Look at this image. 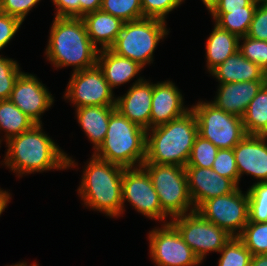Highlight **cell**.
Here are the masks:
<instances>
[{"label":"cell","instance_id":"6da1fadb","mask_svg":"<svg viewBox=\"0 0 267 266\" xmlns=\"http://www.w3.org/2000/svg\"><path fill=\"white\" fill-rule=\"evenodd\" d=\"M42 126L35 124L6 142L8 148L2 161L3 165L19 177L35 172L73 168L77 165L72 157L42 131Z\"/></svg>","mask_w":267,"mask_h":266},{"label":"cell","instance_id":"7a4b0ae2","mask_svg":"<svg viewBox=\"0 0 267 266\" xmlns=\"http://www.w3.org/2000/svg\"><path fill=\"white\" fill-rule=\"evenodd\" d=\"M45 54L55 68L73 66V72L97 65V48L82 18L54 17Z\"/></svg>","mask_w":267,"mask_h":266},{"label":"cell","instance_id":"3957f363","mask_svg":"<svg viewBox=\"0 0 267 266\" xmlns=\"http://www.w3.org/2000/svg\"><path fill=\"white\" fill-rule=\"evenodd\" d=\"M198 126L192 109L183 116L146 131L144 163L186 167Z\"/></svg>","mask_w":267,"mask_h":266},{"label":"cell","instance_id":"277c9868","mask_svg":"<svg viewBox=\"0 0 267 266\" xmlns=\"http://www.w3.org/2000/svg\"><path fill=\"white\" fill-rule=\"evenodd\" d=\"M85 167L77 190L84 206L110 218L120 216L124 167L99 159L94 154Z\"/></svg>","mask_w":267,"mask_h":266},{"label":"cell","instance_id":"5b68a950","mask_svg":"<svg viewBox=\"0 0 267 266\" xmlns=\"http://www.w3.org/2000/svg\"><path fill=\"white\" fill-rule=\"evenodd\" d=\"M93 154L124 168L141 167L146 158V130L115 109L105 140Z\"/></svg>","mask_w":267,"mask_h":266},{"label":"cell","instance_id":"8992f818","mask_svg":"<svg viewBox=\"0 0 267 266\" xmlns=\"http://www.w3.org/2000/svg\"><path fill=\"white\" fill-rule=\"evenodd\" d=\"M166 26V21L155 18L124 22L115 43L109 49L144 68L153 63V53L158 43L168 35Z\"/></svg>","mask_w":267,"mask_h":266},{"label":"cell","instance_id":"52a82bcc","mask_svg":"<svg viewBox=\"0 0 267 266\" xmlns=\"http://www.w3.org/2000/svg\"><path fill=\"white\" fill-rule=\"evenodd\" d=\"M142 167L148 172L162 211L169 218L196 211L189 194L184 167L155 163H143Z\"/></svg>","mask_w":267,"mask_h":266},{"label":"cell","instance_id":"ba28073f","mask_svg":"<svg viewBox=\"0 0 267 266\" xmlns=\"http://www.w3.org/2000/svg\"><path fill=\"white\" fill-rule=\"evenodd\" d=\"M196 116L198 135L219 149H233L247 134L242 118L217 108L210 101L191 107Z\"/></svg>","mask_w":267,"mask_h":266},{"label":"cell","instance_id":"9c48e42d","mask_svg":"<svg viewBox=\"0 0 267 266\" xmlns=\"http://www.w3.org/2000/svg\"><path fill=\"white\" fill-rule=\"evenodd\" d=\"M170 220L201 263L209 252L219 253L232 237L197 211Z\"/></svg>","mask_w":267,"mask_h":266},{"label":"cell","instance_id":"30bf717a","mask_svg":"<svg viewBox=\"0 0 267 266\" xmlns=\"http://www.w3.org/2000/svg\"><path fill=\"white\" fill-rule=\"evenodd\" d=\"M196 211L232 237H239L249 221L248 194L237 187L232 193L204 201Z\"/></svg>","mask_w":267,"mask_h":266},{"label":"cell","instance_id":"8fae6325","mask_svg":"<svg viewBox=\"0 0 267 266\" xmlns=\"http://www.w3.org/2000/svg\"><path fill=\"white\" fill-rule=\"evenodd\" d=\"M153 228L148 237L149 253L157 266H198L200 260L169 221Z\"/></svg>","mask_w":267,"mask_h":266},{"label":"cell","instance_id":"7c38bea8","mask_svg":"<svg viewBox=\"0 0 267 266\" xmlns=\"http://www.w3.org/2000/svg\"><path fill=\"white\" fill-rule=\"evenodd\" d=\"M67 85L63 97L76 108L116 105L113 90L98 65L73 72Z\"/></svg>","mask_w":267,"mask_h":266},{"label":"cell","instance_id":"4fadbf2b","mask_svg":"<svg viewBox=\"0 0 267 266\" xmlns=\"http://www.w3.org/2000/svg\"><path fill=\"white\" fill-rule=\"evenodd\" d=\"M129 202L143 216L156 221H166L167 215L162 211L158 194L153 187L148 172L141 166L124 168L122 176V204Z\"/></svg>","mask_w":267,"mask_h":266},{"label":"cell","instance_id":"5bb4252c","mask_svg":"<svg viewBox=\"0 0 267 266\" xmlns=\"http://www.w3.org/2000/svg\"><path fill=\"white\" fill-rule=\"evenodd\" d=\"M44 85L34 74L22 72L9 98L35 124H42V114L54 103L52 94Z\"/></svg>","mask_w":267,"mask_h":266},{"label":"cell","instance_id":"9a60e30c","mask_svg":"<svg viewBox=\"0 0 267 266\" xmlns=\"http://www.w3.org/2000/svg\"><path fill=\"white\" fill-rule=\"evenodd\" d=\"M188 190L195 209L204 201L232 193L238 186L212 168L185 167Z\"/></svg>","mask_w":267,"mask_h":266},{"label":"cell","instance_id":"2e32d148","mask_svg":"<svg viewBox=\"0 0 267 266\" xmlns=\"http://www.w3.org/2000/svg\"><path fill=\"white\" fill-rule=\"evenodd\" d=\"M239 181L251 175L258 182L267 181V136L246 135L234 148Z\"/></svg>","mask_w":267,"mask_h":266},{"label":"cell","instance_id":"e0dca14e","mask_svg":"<svg viewBox=\"0 0 267 266\" xmlns=\"http://www.w3.org/2000/svg\"><path fill=\"white\" fill-rule=\"evenodd\" d=\"M152 95L153 83L139 77L123 96L116 98V110L147 131L150 129Z\"/></svg>","mask_w":267,"mask_h":266},{"label":"cell","instance_id":"ac0fdd59","mask_svg":"<svg viewBox=\"0 0 267 266\" xmlns=\"http://www.w3.org/2000/svg\"><path fill=\"white\" fill-rule=\"evenodd\" d=\"M183 99L182 93L172 81L153 84L150 128L168 123L188 112L191 108L183 106Z\"/></svg>","mask_w":267,"mask_h":266},{"label":"cell","instance_id":"d6986e66","mask_svg":"<svg viewBox=\"0 0 267 266\" xmlns=\"http://www.w3.org/2000/svg\"><path fill=\"white\" fill-rule=\"evenodd\" d=\"M267 81L220 83L214 101L217 108L243 117L251 100Z\"/></svg>","mask_w":267,"mask_h":266},{"label":"cell","instance_id":"ffe728a7","mask_svg":"<svg viewBox=\"0 0 267 266\" xmlns=\"http://www.w3.org/2000/svg\"><path fill=\"white\" fill-rule=\"evenodd\" d=\"M210 74L219 83L267 81V74L256 63L251 62L239 51L229 56L222 64L214 68Z\"/></svg>","mask_w":267,"mask_h":266},{"label":"cell","instance_id":"44dd1931","mask_svg":"<svg viewBox=\"0 0 267 266\" xmlns=\"http://www.w3.org/2000/svg\"><path fill=\"white\" fill-rule=\"evenodd\" d=\"M97 65L102 70L105 80L112 90L128 83L143 69L137 62L121 57L110 49H99Z\"/></svg>","mask_w":267,"mask_h":266},{"label":"cell","instance_id":"7402d4cb","mask_svg":"<svg viewBox=\"0 0 267 266\" xmlns=\"http://www.w3.org/2000/svg\"><path fill=\"white\" fill-rule=\"evenodd\" d=\"M92 43L100 49H109L121 32L123 21L109 13L97 10L82 17ZM98 43V45H97Z\"/></svg>","mask_w":267,"mask_h":266},{"label":"cell","instance_id":"603a6c76","mask_svg":"<svg viewBox=\"0 0 267 266\" xmlns=\"http://www.w3.org/2000/svg\"><path fill=\"white\" fill-rule=\"evenodd\" d=\"M115 106H85L76 108V117L95 152L104 142L109 119Z\"/></svg>","mask_w":267,"mask_h":266},{"label":"cell","instance_id":"cb8c5ba5","mask_svg":"<svg viewBox=\"0 0 267 266\" xmlns=\"http://www.w3.org/2000/svg\"><path fill=\"white\" fill-rule=\"evenodd\" d=\"M206 67L210 73L239 49V37L214 25L213 31L206 41Z\"/></svg>","mask_w":267,"mask_h":266},{"label":"cell","instance_id":"d4e9b609","mask_svg":"<svg viewBox=\"0 0 267 266\" xmlns=\"http://www.w3.org/2000/svg\"><path fill=\"white\" fill-rule=\"evenodd\" d=\"M258 3L259 1L254 0L249 6H245L244 10H210L209 12L215 24L240 38L248 34Z\"/></svg>","mask_w":267,"mask_h":266},{"label":"cell","instance_id":"484cf974","mask_svg":"<svg viewBox=\"0 0 267 266\" xmlns=\"http://www.w3.org/2000/svg\"><path fill=\"white\" fill-rule=\"evenodd\" d=\"M242 121L247 135L267 136V82L249 103Z\"/></svg>","mask_w":267,"mask_h":266},{"label":"cell","instance_id":"4316f807","mask_svg":"<svg viewBox=\"0 0 267 266\" xmlns=\"http://www.w3.org/2000/svg\"><path fill=\"white\" fill-rule=\"evenodd\" d=\"M33 125L35 123L9 99L0 100V130L6 133V142L29 130Z\"/></svg>","mask_w":267,"mask_h":266},{"label":"cell","instance_id":"83f0119b","mask_svg":"<svg viewBox=\"0 0 267 266\" xmlns=\"http://www.w3.org/2000/svg\"><path fill=\"white\" fill-rule=\"evenodd\" d=\"M100 10L120 18L123 22L144 18L140 0H102Z\"/></svg>","mask_w":267,"mask_h":266},{"label":"cell","instance_id":"f1b7e54d","mask_svg":"<svg viewBox=\"0 0 267 266\" xmlns=\"http://www.w3.org/2000/svg\"><path fill=\"white\" fill-rule=\"evenodd\" d=\"M249 201V221L267 222V181L255 182L247 190Z\"/></svg>","mask_w":267,"mask_h":266},{"label":"cell","instance_id":"f546056e","mask_svg":"<svg viewBox=\"0 0 267 266\" xmlns=\"http://www.w3.org/2000/svg\"><path fill=\"white\" fill-rule=\"evenodd\" d=\"M219 253L221 257L218 266H249L252 258L251 252L239 237H231Z\"/></svg>","mask_w":267,"mask_h":266},{"label":"cell","instance_id":"4dcf8cb0","mask_svg":"<svg viewBox=\"0 0 267 266\" xmlns=\"http://www.w3.org/2000/svg\"><path fill=\"white\" fill-rule=\"evenodd\" d=\"M239 238L252 256L267 254V222H248Z\"/></svg>","mask_w":267,"mask_h":266},{"label":"cell","instance_id":"1f68e13d","mask_svg":"<svg viewBox=\"0 0 267 266\" xmlns=\"http://www.w3.org/2000/svg\"><path fill=\"white\" fill-rule=\"evenodd\" d=\"M218 150L212 142L197 135L186 167L212 168Z\"/></svg>","mask_w":267,"mask_h":266},{"label":"cell","instance_id":"d6a6232c","mask_svg":"<svg viewBox=\"0 0 267 266\" xmlns=\"http://www.w3.org/2000/svg\"><path fill=\"white\" fill-rule=\"evenodd\" d=\"M238 51L248 60L256 63L267 74V41L253 39L247 35L240 37Z\"/></svg>","mask_w":267,"mask_h":266},{"label":"cell","instance_id":"836d02e7","mask_svg":"<svg viewBox=\"0 0 267 266\" xmlns=\"http://www.w3.org/2000/svg\"><path fill=\"white\" fill-rule=\"evenodd\" d=\"M21 73L17 61L0 55V100L10 98L15 82Z\"/></svg>","mask_w":267,"mask_h":266},{"label":"cell","instance_id":"e575fe53","mask_svg":"<svg viewBox=\"0 0 267 266\" xmlns=\"http://www.w3.org/2000/svg\"><path fill=\"white\" fill-rule=\"evenodd\" d=\"M212 170L220 176L231 179L238 187L239 175L233 149H219Z\"/></svg>","mask_w":267,"mask_h":266},{"label":"cell","instance_id":"d590c367","mask_svg":"<svg viewBox=\"0 0 267 266\" xmlns=\"http://www.w3.org/2000/svg\"><path fill=\"white\" fill-rule=\"evenodd\" d=\"M144 18H155L166 21L167 15L176 9L184 0H140Z\"/></svg>","mask_w":267,"mask_h":266},{"label":"cell","instance_id":"8d00e7d4","mask_svg":"<svg viewBox=\"0 0 267 266\" xmlns=\"http://www.w3.org/2000/svg\"><path fill=\"white\" fill-rule=\"evenodd\" d=\"M247 36L267 41V2L258 3Z\"/></svg>","mask_w":267,"mask_h":266},{"label":"cell","instance_id":"74e56055","mask_svg":"<svg viewBox=\"0 0 267 266\" xmlns=\"http://www.w3.org/2000/svg\"><path fill=\"white\" fill-rule=\"evenodd\" d=\"M41 0H1V11L7 15L17 17L22 22L33 7Z\"/></svg>","mask_w":267,"mask_h":266},{"label":"cell","instance_id":"f35d334b","mask_svg":"<svg viewBox=\"0 0 267 266\" xmlns=\"http://www.w3.org/2000/svg\"><path fill=\"white\" fill-rule=\"evenodd\" d=\"M22 23L17 17L7 15L3 12L0 13V50L10 43Z\"/></svg>","mask_w":267,"mask_h":266},{"label":"cell","instance_id":"ab89813d","mask_svg":"<svg viewBox=\"0 0 267 266\" xmlns=\"http://www.w3.org/2000/svg\"><path fill=\"white\" fill-rule=\"evenodd\" d=\"M56 6L55 17L79 18V0H52Z\"/></svg>","mask_w":267,"mask_h":266},{"label":"cell","instance_id":"60d3db41","mask_svg":"<svg viewBox=\"0 0 267 266\" xmlns=\"http://www.w3.org/2000/svg\"><path fill=\"white\" fill-rule=\"evenodd\" d=\"M254 0H219L211 10H244Z\"/></svg>","mask_w":267,"mask_h":266},{"label":"cell","instance_id":"b9f144b4","mask_svg":"<svg viewBox=\"0 0 267 266\" xmlns=\"http://www.w3.org/2000/svg\"><path fill=\"white\" fill-rule=\"evenodd\" d=\"M102 0H79V18L85 14L100 10Z\"/></svg>","mask_w":267,"mask_h":266},{"label":"cell","instance_id":"7bdbcfd3","mask_svg":"<svg viewBox=\"0 0 267 266\" xmlns=\"http://www.w3.org/2000/svg\"><path fill=\"white\" fill-rule=\"evenodd\" d=\"M249 266H267V254L252 256Z\"/></svg>","mask_w":267,"mask_h":266},{"label":"cell","instance_id":"ee69618b","mask_svg":"<svg viewBox=\"0 0 267 266\" xmlns=\"http://www.w3.org/2000/svg\"><path fill=\"white\" fill-rule=\"evenodd\" d=\"M10 193H8V191H3L0 188V215L2 214V212H4L5 208L8 206V203H10Z\"/></svg>","mask_w":267,"mask_h":266},{"label":"cell","instance_id":"f6af8a7d","mask_svg":"<svg viewBox=\"0 0 267 266\" xmlns=\"http://www.w3.org/2000/svg\"><path fill=\"white\" fill-rule=\"evenodd\" d=\"M203 4L206 6L208 11H210L219 0H201Z\"/></svg>","mask_w":267,"mask_h":266},{"label":"cell","instance_id":"bcb514c9","mask_svg":"<svg viewBox=\"0 0 267 266\" xmlns=\"http://www.w3.org/2000/svg\"><path fill=\"white\" fill-rule=\"evenodd\" d=\"M35 263L30 264L29 266H33ZM9 266H28L26 262H18V264H13V265H9Z\"/></svg>","mask_w":267,"mask_h":266},{"label":"cell","instance_id":"7dc6e473","mask_svg":"<svg viewBox=\"0 0 267 266\" xmlns=\"http://www.w3.org/2000/svg\"><path fill=\"white\" fill-rule=\"evenodd\" d=\"M257 1H259V2H267V0H257Z\"/></svg>","mask_w":267,"mask_h":266}]
</instances>
